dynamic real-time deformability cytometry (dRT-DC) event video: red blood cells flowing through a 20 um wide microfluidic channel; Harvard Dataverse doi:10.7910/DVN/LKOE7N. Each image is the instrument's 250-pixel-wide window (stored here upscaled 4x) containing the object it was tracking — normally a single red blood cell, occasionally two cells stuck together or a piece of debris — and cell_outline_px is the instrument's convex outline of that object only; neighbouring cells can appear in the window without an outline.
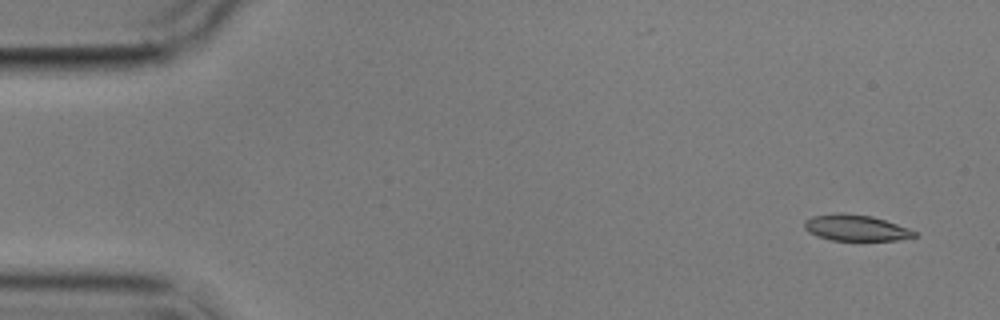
{"species": "common noctule bat (a hibernating species)", "species_latin": "Nyctalus noctula", "temperature_condition": "cold", "stored_images_in_passage": 5, "camera_frame_rate_fps": 3000, "um_per_image_px": 0.085, "animal": {"sex": "male", "body_mass_g": 17.9}, "frame": {"image": 1, "passage_image": 1, "time_ms": 0.0, "image_size_px": [1000, 320], "cell_outline_px": [[920, 236], [896, 240], [860, 244], [832, 240], [816, 236], [808, 232], [804, 228], [804, 220], [812, 216], [840, 212], [872, 216], [908, 228], [916, 232]], "centroid_in_image_um": [72.75, 19.42], "position_along_channel_um": 12.2, "area_um2": 17.69}}
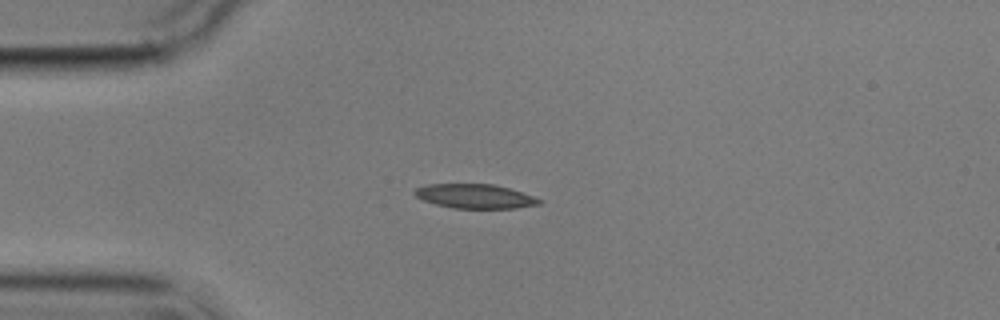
{"frame": {"image": 2, "passage_image": 4, "time_ms": 3.667, "image_size_px": [1000, 320], "cell_outline_px": [[544, 200], [540, 204], [516, 208], [452, 208], [436, 204], [424, 200], [416, 196], [412, 192], [416, 188], [428, 184], [492, 184], [508, 188]], "centroid_in_image_um": [40.36, 16.68], "position_along_channel_um": 44.6, "area_um2": 17.46}}